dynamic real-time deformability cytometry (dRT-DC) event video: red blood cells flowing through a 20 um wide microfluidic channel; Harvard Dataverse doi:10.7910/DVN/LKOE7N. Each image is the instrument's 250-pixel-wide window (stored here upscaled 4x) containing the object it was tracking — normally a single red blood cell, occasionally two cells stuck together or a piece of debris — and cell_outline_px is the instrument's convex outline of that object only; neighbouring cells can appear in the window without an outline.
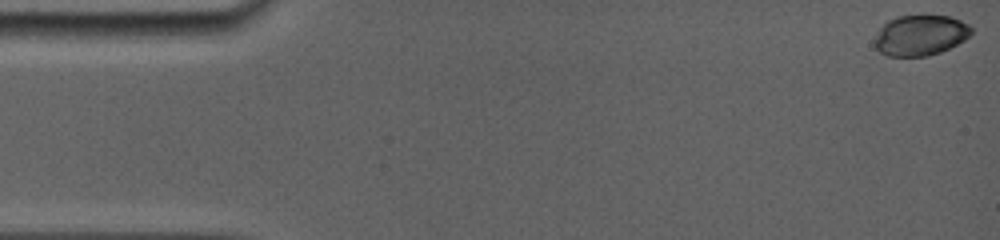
{"species": "common noctule bat (a hibernating species)", "species_latin": "Nyctalus noctula", "temperature_condition": "room temperature", "stored_images_in_passage": 9, "camera_frame_rate_fps": 5000, "um_per_image_px": 0.085, "animal": {"sex": "female", "body_mass_g": 19.0, "forearm_length_mm": 56.7}, "frame": {"image": 1, "passage_image": 1, "time_ms": 0.0, "image_size_px": [1000, 240], "cell_outline_px": [[972, 32], [964, 40], [940, 52], [928, 56], [888, 56], [880, 52], [876, 48], [876, 36], [880, 28], [888, 20], [896, 16], [952, 16], [968, 24], [972, 28]], "centroid_in_image_um": [78.24, 2.99], "position_along_channel_um": 6.8, "area_um2": 22.6}}